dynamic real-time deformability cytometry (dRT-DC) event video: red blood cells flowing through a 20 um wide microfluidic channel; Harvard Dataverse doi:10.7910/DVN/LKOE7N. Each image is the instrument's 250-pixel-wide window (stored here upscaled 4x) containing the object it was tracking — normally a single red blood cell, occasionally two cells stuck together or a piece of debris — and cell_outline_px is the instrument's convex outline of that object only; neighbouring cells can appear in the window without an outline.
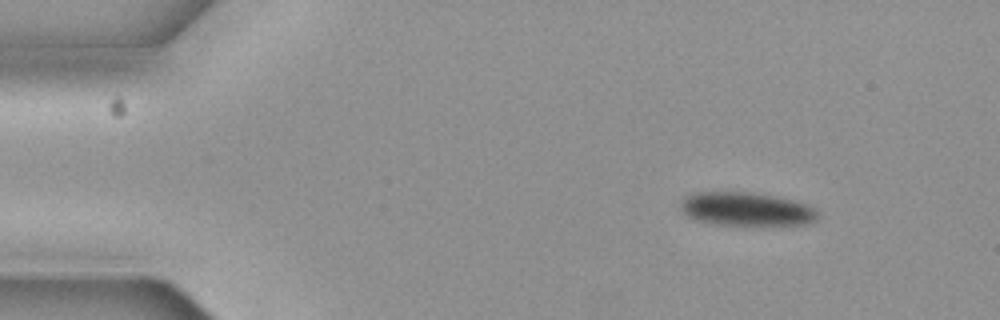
{"species": "common noctule bat (a hibernating species)", "species_latin": "Nyctalus noctula", "temperature_condition": "cold", "stored_images_in_passage": 5, "segment_of_instrument_passage": [1, 2], "camera_frame_rate_fps": 3000, "um_per_image_px": 0.085, "animal": {"sex": "female", "body_mass_g": 19.3, "forearm_length_mm": 54.1}, "frame": {"image": 1, "passage_image": 1, "time_ms": 0.0, "image_size_px": [1000, 320], "cell_outline_px": [[820, 216], [816, 220], [808, 224], [752, 228], [716, 224], [696, 220], [688, 216], [684, 212], [680, 204], [684, 196], [696, 192], [752, 192], [776, 196], [796, 200], [812, 204], [820, 212]], "centroid_in_image_um": [63.57, 17.82], "position_along_channel_um": 21.4, "area_um2": 28.32}}